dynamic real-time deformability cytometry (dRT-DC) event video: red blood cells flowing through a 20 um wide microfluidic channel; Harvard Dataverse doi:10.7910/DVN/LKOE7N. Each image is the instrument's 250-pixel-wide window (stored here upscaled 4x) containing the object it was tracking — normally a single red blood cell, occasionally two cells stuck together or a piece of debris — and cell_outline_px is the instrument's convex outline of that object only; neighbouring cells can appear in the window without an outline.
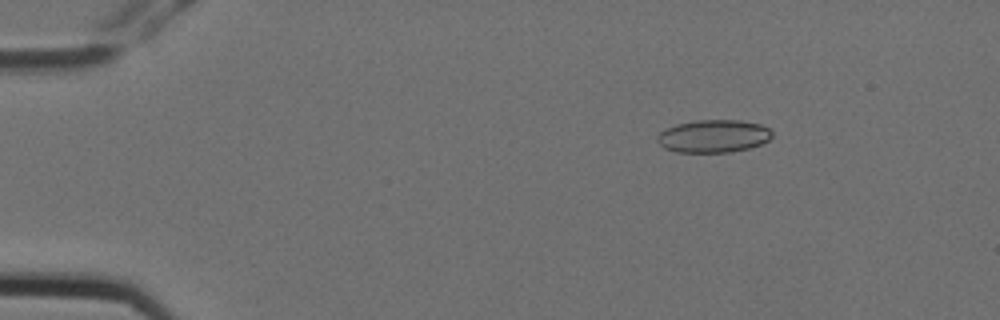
{"species": "Egyptian fruit bat (a non-hibernating species)", "species_latin": "Rousettus aegyptiacus", "temperature_condition": "cold", "stored_images_in_passage": 7, "camera_frame_rate_fps": 3000, "um_per_image_px": 0.085, "animal": {"sex": "female"}, "frame": {"image": 1, "passage_image": 2, "time_ms": 0.333, "image_size_px": [1000, 320], "cell_outline_px": [[772, 136], [768, 140], [760, 144], [748, 148], [728, 152], [676, 152], [664, 148], [656, 140], [656, 136], [660, 132], [676, 124], [696, 120], [740, 120], [760, 124], [768, 128], [772, 132]], "centroid_in_image_um": [60.62, 11.57], "position_along_channel_um": 24.4, "area_um2": 21.85}}
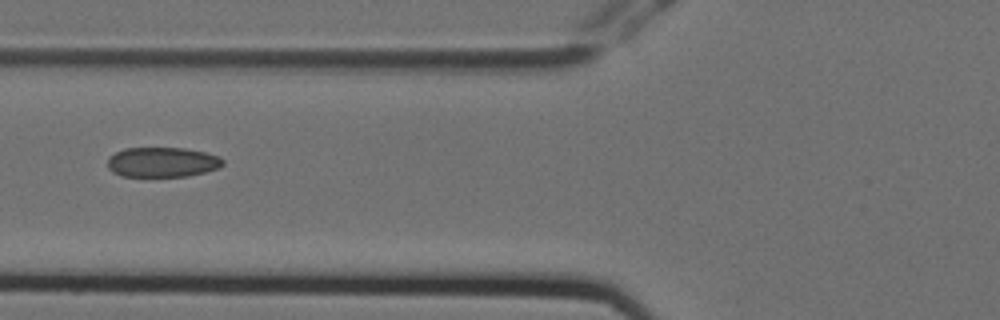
{"frame": {"image": 2, "passage_image": 6, "time_ms": 1.667, "image_size_px": [1000, 320], "cell_outline_px": [[224, 164], [220, 168], [188, 176], [120, 176], [112, 172], [108, 168], [108, 160], [116, 152], [124, 148], [184, 148], [204, 152], [216, 156], [224, 160]], "centroid_in_image_um": [13.8, 13.79], "position_along_channel_um": 112.0, "area_um2": 20.0}}
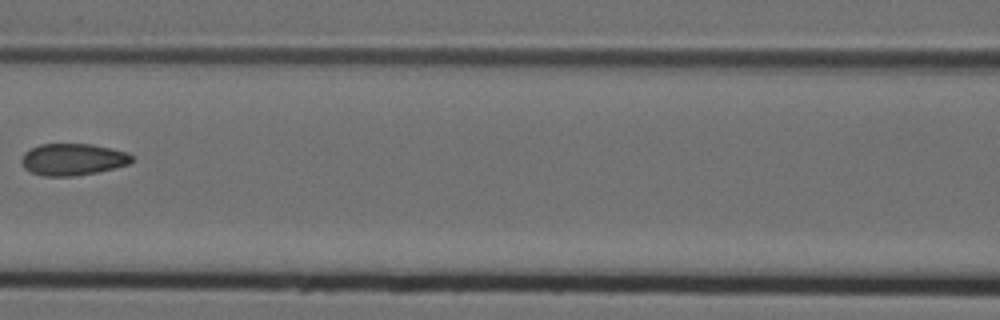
{"frame": {"image": 3, "passage_image": 7, "time_ms": 2.0, "image_size_px": [1000, 320], "cell_outline_px": [[132, 160], [128, 164], [96, 172], [76, 176], [44, 176], [32, 172], [24, 168], [20, 160], [24, 152], [40, 144], [92, 144], [112, 148], [128, 152], [132, 156]], "centroid_in_image_um": [6.17, 13.54], "position_along_channel_um": 160.4, "area_um2": 20.4}}